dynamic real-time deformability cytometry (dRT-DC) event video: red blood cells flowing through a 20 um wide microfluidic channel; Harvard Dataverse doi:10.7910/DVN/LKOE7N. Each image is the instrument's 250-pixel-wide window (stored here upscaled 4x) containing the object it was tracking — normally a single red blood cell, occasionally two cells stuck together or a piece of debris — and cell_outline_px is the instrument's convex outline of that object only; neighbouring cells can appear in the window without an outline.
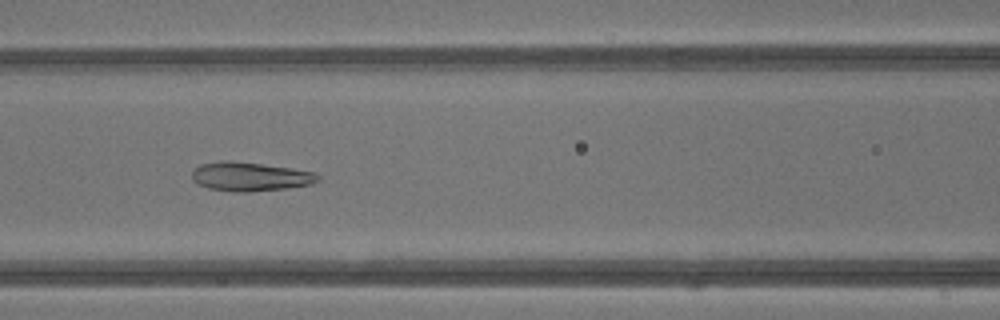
{"species": "common noctule bat (a hibernating species)", "species_latin": "Nyctalus noctula", "temperature_condition": "warm", "stored_images_in_passage": 42, "camera_frame_rate_fps": 3000, "um_per_image_px": 0.085, "animal": {"sex": "male", "body_mass_g": 13.3}, "frame": {"image": 1, "passage_image": 19, "time_ms": 6.0, "image_size_px": [1000, 320], "cell_outline_px": [[320, 180], [312, 184], [288, 188], [248, 192], [232, 192], [208, 188], [192, 180], [192, 172], [200, 164], [224, 160], [228, 160], [260, 164], [316, 172], [320, 176]], "centroid_in_image_um": [21.27, 15.02], "position_along_channel_um": 145.3, "area_um2": 21.21}}
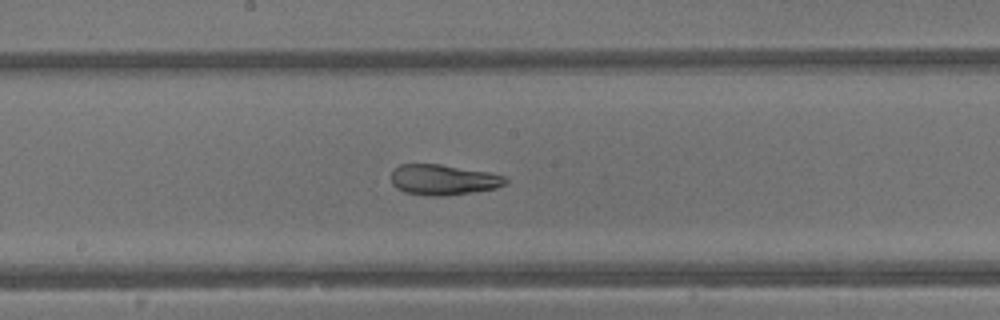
{"frame": {"image": 2, "passage_image": 23, "time_ms": 7.333, "image_size_px": [1000, 320], "cell_outline_px": [[508, 180], [504, 184], [496, 188], [448, 196], [428, 196], [404, 192], [396, 188], [392, 184], [392, 168], [400, 164], [440, 164], [488, 172], [504, 176]], "centroid_in_image_um": [37.64, 15.28], "position_along_channel_um": 210.6, "area_um2": 20.4}}
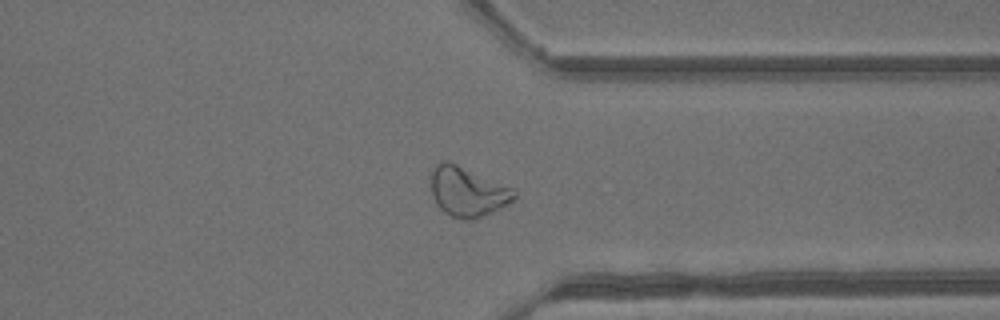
{"frame": {"image": 3, "passage_image": 33, "time_ms": 10.667, "image_size_px": [1000, 320], "cell_outline_px": [[516, 196], [512, 200], [500, 208], [492, 212], [472, 220], [468, 220], [452, 216], [444, 212], [436, 204], [432, 196], [428, 176], [432, 168], [436, 164], [444, 160], [448, 160], [512, 188], [516, 192]], "centroid_in_image_um": [39.66, 16.27], "position_along_channel_um": 371.7, "area_um2": 24.16}, "authors_computed_cell_mechanics": {"area_um2": 25.6921, "velocity_mm_per_s": 4.8987, "shape_relaxation_time_tau1_ms": null, "shape_relaxation_time_tau2_ms": 1.0669, "deformation_change_tau1": null, "deformation_change_tau2": 0.064}}